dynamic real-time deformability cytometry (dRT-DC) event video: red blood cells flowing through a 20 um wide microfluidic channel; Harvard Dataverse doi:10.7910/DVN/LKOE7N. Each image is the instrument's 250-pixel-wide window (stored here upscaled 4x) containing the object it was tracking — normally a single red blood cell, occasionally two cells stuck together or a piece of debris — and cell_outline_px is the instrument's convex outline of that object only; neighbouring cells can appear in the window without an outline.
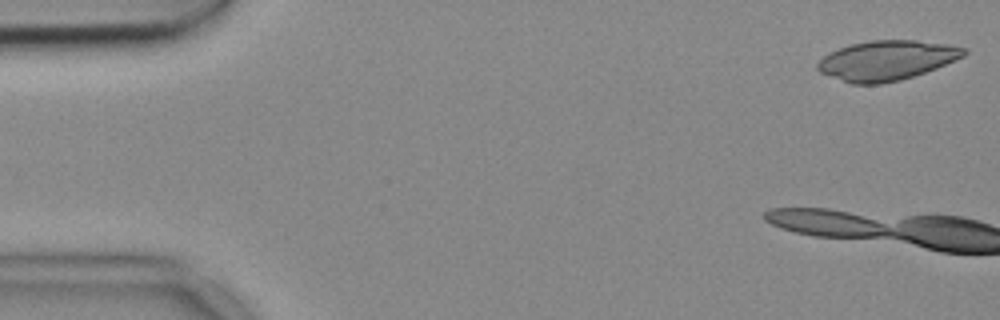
{"species": "common noctule bat (a hibernating species)", "species_latin": "Nyctalus noctula", "temperature_condition": "cold", "stored_images_in_passage": 6, "camera_frame_rate_fps": 3000, "um_per_image_px": 0.085, "animal": {"sex": "female", "body_mass_g": 18.4}, "frame": {"image": 1, "passage_image": 1, "time_ms": 0.0, "image_size_px": [1000, 320], "cell_outline_px": [[968, 52], [964, 56], [956, 60], [936, 68], [900, 80], [880, 84], [852, 84], [820, 72], [816, 68], [816, 64], [828, 52], [852, 44], [872, 40], [916, 40], [948, 44], [968, 48]], "centroid_in_image_um": [75.39, 5.13], "position_along_channel_um": 9.6, "area_um2": 33.81}}